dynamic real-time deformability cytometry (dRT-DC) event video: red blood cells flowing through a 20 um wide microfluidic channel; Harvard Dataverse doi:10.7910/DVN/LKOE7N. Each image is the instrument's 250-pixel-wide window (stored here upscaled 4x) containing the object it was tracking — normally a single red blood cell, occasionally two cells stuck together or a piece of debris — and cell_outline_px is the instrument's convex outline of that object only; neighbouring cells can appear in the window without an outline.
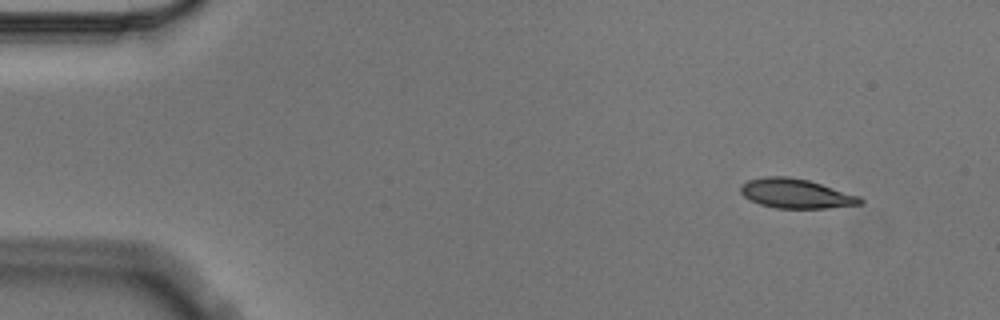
{"species": "Egyptian fruit bat (a non-hibernating species)", "species_latin": "Rousettus aegyptiacus", "temperature_condition": "cold", "stored_images_in_passage": 5, "segment_of_instrument_passage": [1, 2], "camera_frame_rate_fps": 3000, "um_per_image_px": 0.085, "animal": {"sex": "male"}, "frame": {"image": 1, "passage_image": 1, "time_ms": 0.0, "image_size_px": [1000, 320], "cell_outline_px": [[864, 204], [824, 208], [776, 208], [760, 204], [744, 196], [740, 192], [740, 188], [748, 180], [764, 176], [788, 176], [808, 180], [860, 196], [864, 200]], "centroid_in_image_um": [67.68, 16.45], "position_along_channel_um": 17.3, "area_um2": 20.4}}
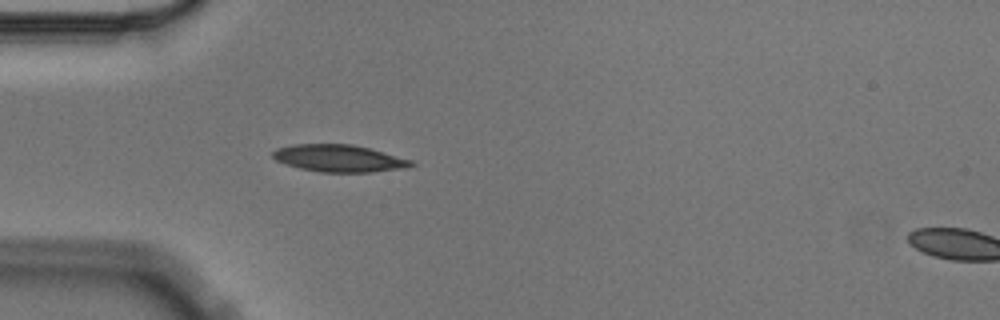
{"frame": {"image": 2, "passage_image": 4, "time_ms": 1.0, "image_size_px": [1000, 320], "cell_outline_px": [[416, 164], [408, 168], [372, 172], [320, 172], [300, 168], [276, 160], [272, 156], [272, 152], [276, 148], [292, 144], [352, 144], [368, 148], [412, 160]], "centroid_in_image_um": [28.83, 13.46], "position_along_channel_um": 56.2, "area_um2": 21.85}}